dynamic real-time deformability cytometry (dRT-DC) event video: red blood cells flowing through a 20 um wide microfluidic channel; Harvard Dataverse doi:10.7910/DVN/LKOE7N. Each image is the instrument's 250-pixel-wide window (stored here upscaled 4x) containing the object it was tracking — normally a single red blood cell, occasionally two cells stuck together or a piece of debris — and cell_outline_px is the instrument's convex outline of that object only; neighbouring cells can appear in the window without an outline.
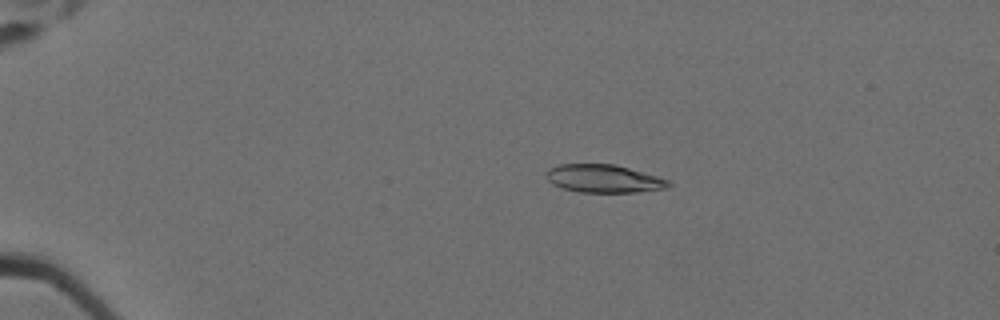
{"species": "Egyptian fruit bat (a non-hibernating species)", "species_latin": "Rousettus aegyptiacus", "temperature_condition": "cold", "stored_images_in_passage": 60, "camera_frame_rate_fps": 3000, "um_per_image_px": 0.085, "animal": {"sex": "female"}, "frame": {"image": 1, "passage_image": 14, "time_ms": 4.333, "image_size_px": [1000, 320], "cell_outline_px": [[672, 184], [668, 188], [636, 192], [580, 192], [564, 188], [552, 184], [548, 180], [544, 172], [548, 168], [560, 164], [616, 164], [656, 176], [668, 180]], "centroid_in_image_um": [51.29, 15.18], "position_along_channel_um": 33.7, "area_um2": 19.94}}
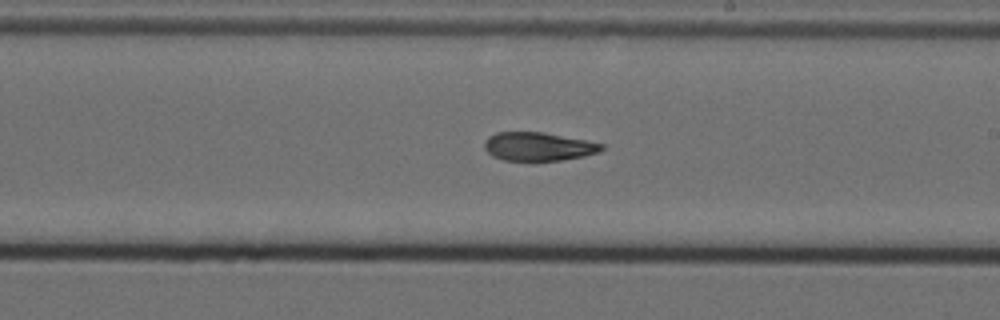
{"frame": {"image": 2, "passage_image": 38, "time_ms": 12.333, "image_size_px": [1000, 320], "cell_outline_px": [[604, 148], [600, 152], [584, 156], [560, 160], [504, 160], [492, 156], [484, 148], [484, 140], [488, 136], [496, 132], [544, 132], [604, 144]], "centroid_in_image_um": [45.74, 12.45], "position_along_channel_um": 243.3, "area_um2": 19.42}}
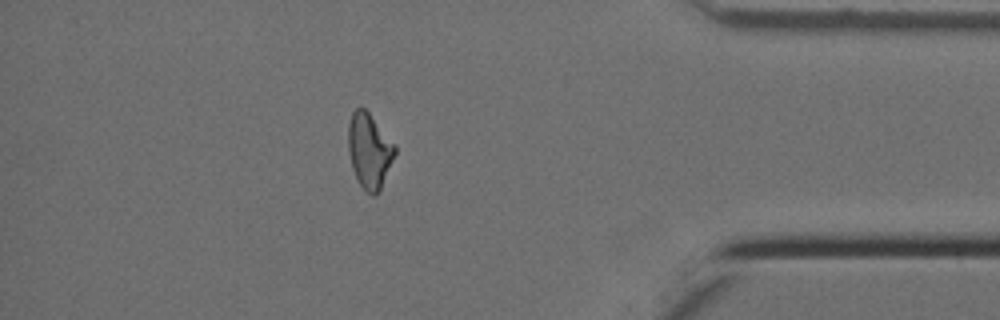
{"frame": {"image": 3, "passage_image": 54, "time_ms": 17.667, "image_size_px": [1000, 320], "cell_outline_px": [[396, 152], [380, 192], [376, 196], [372, 196], [356, 180], [352, 168], [348, 152], [348, 124], [352, 112], [356, 108], [364, 108], [368, 112], [396, 144]], "centroid_in_image_um": [31.4, 12.83], "position_along_channel_um": 403.8, "area_um2": 20.63}, "authors_computed_cell_mechanics": {"area_um2": 20.4612, "velocity_mm_per_s": 3.5185, "shape_relaxation_time_tau1_ms": 6.4705, "shape_relaxation_time_tau2_ms": 6.5076, "deformation_change_tau1": 0.1851, "deformation_change_tau2": 0.1502}}